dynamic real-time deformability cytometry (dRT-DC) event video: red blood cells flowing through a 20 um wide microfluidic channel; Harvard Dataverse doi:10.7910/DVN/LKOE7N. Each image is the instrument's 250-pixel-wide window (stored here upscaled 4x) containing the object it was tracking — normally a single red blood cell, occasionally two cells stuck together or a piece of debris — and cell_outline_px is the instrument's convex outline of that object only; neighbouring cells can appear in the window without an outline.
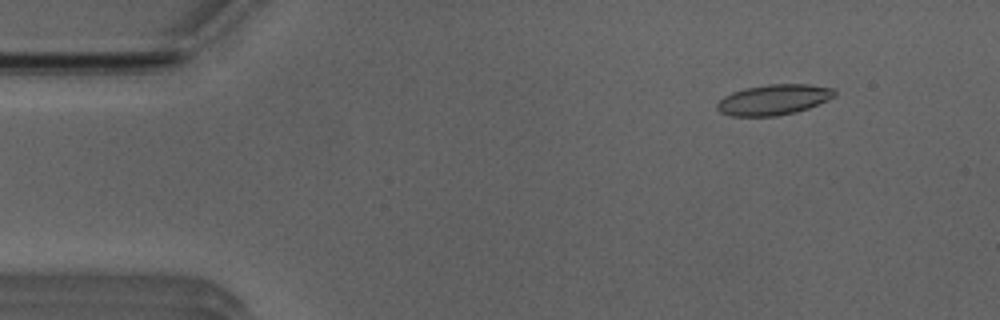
{"species": "Egyptian fruit bat (a non-hibernating species)", "species_latin": "Rousettus aegyptiacus", "temperature_condition": "room temperature", "stored_images_in_passage": 38, "camera_frame_rate_fps": 3000, "um_per_image_px": 0.085, "animal": {"sex": "male"}, "frame": {"image": 1, "passage_image": 1, "time_ms": 0.0, "image_size_px": [1000, 320], "cell_outline_px": [[836, 96], [828, 100], [808, 108], [796, 112], [776, 116], [732, 116], [720, 112], [716, 108], [716, 104], [724, 96], [732, 92], [744, 88], [768, 84], [808, 84], [832, 88], [836, 92]], "centroid_in_image_um": [65.76, 8.47], "position_along_channel_um": 19.2, "area_um2": 20.92}}
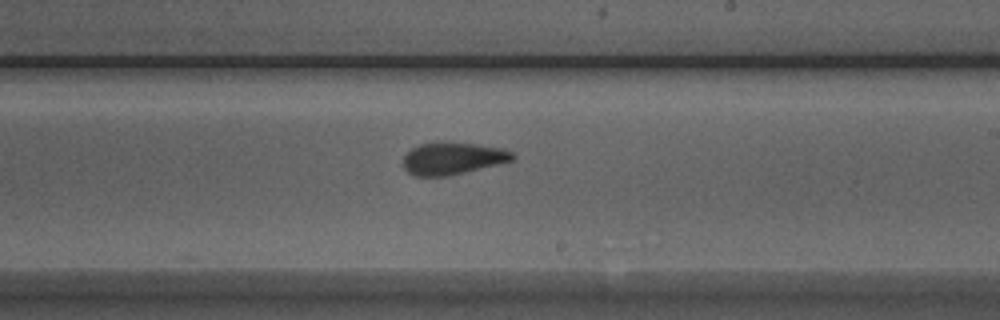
{"frame": {"image": 2, "passage_image": 25, "time_ms": 8.0, "image_size_px": [1000, 320], "cell_outline_px": [[516, 156], [512, 160], [464, 172], [444, 176], [416, 176], [408, 172], [404, 168], [404, 156], [412, 148], [420, 144], [476, 144], [500, 148], [512, 152]], "centroid_in_image_um": [38.46, 13.49], "position_along_channel_um": 250.5, "area_um2": 19.59}}
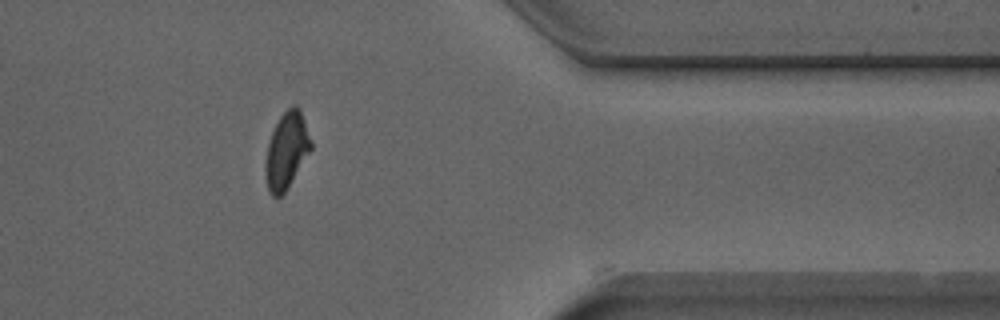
{"frame": {"image": 3, "passage_image": 37, "time_ms": 12.0, "image_size_px": [1000, 320], "cell_outline_px": [[312, 148], [288, 188], [280, 196], [272, 196], [268, 192], [268, 144], [272, 132], [280, 116], [292, 104], [296, 104], [300, 108], [312, 140]], "centroid_in_image_um": [24.43, 12.73], "position_along_channel_um": 387.0, "area_um2": 19.65}, "authors_computed_cell_mechanics": {"area_um2": 20.7502, "velocity_mm_per_s": 3.9391, "shape_relaxation_time_tau1_ms": 5.8879, "shape_relaxation_time_tau2_ms": 1.4525, "deformation_change_tau1": 0.16, "deformation_change_tau2": 0.0894}}